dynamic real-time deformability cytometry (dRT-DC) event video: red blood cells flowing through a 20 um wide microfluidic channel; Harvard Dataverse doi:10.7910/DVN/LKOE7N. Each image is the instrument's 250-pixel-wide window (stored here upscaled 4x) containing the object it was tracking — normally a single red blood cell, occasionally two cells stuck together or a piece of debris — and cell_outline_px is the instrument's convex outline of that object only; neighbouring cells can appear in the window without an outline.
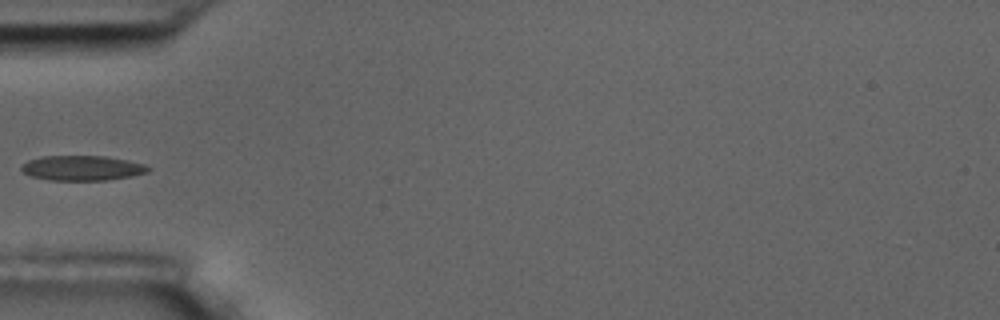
{"species": "common noctule bat (a hibernating species)", "species_latin": "Nyctalus noctula", "temperature_condition": "room temperature", "stored_images_in_passage": 5, "camera_frame_rate_fps": 3000, "um_per_image_px": 0.085, "animal": {"sex": "male", "body_mass_g": 17.5, "forearm_length_mm": 52.3}, "frame": {"image": 1, "passage_image": 5, "time_ms": 4.667, "image_size_px": [1000, 320], "cell_outline_px": [[152, 168], [148, 172], [132, 176], [108, 180], [48, 180], [32, 176], [24, 172], [20, 168], [28, 160], [40, 156], [104, 156], [128, 160], [144, 164]], "centroid_in_image_um": [7.01, 14.28], "position_along_channel_um": 78.0, "area_um2": 18.44}}